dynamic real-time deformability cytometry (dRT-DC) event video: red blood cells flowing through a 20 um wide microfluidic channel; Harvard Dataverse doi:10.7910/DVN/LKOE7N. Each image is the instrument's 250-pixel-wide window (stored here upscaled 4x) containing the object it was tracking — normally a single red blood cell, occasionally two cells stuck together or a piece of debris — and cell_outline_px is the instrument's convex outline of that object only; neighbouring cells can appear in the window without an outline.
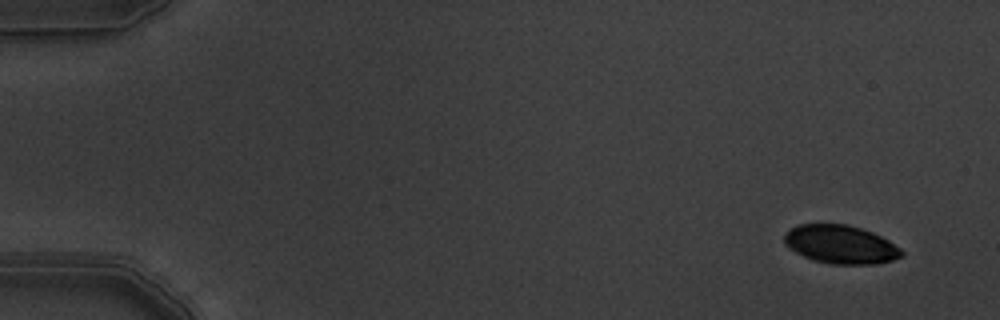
{"species": "common noctule bat (a hibernating species)", "species_latin": "Nyctalus noctula", "temperature_condition": "warm", "stored_images_in_passage": 10, "camera_frame_rate_fps": 3000, "um_per_image_px": 0.085, "animal": {"sex": "male", "body_mass_g": 19.5, "forearm_length_mm": 54.6}, "frame": {"image": 1, "passage_image": 1, "time_ms": 0.0, "image_size_px": [1000, 320], "cell_outline_px": [[904, 256], [892, 260], [876, 264], [832, 264], [812, 260], [788, 248], [784, 244], [784, 236], [796, 224], [848, 224], [872, 232], [888, 240], [900, 248], [904, 252]], "centroid_in_image_um": [71.46, 20.78], "position_along_channel_um": 13.5, "area_um2": 26.3}}
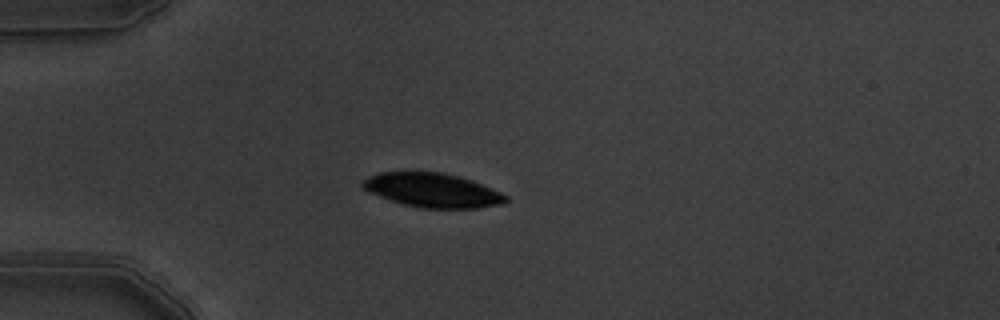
{"frame": {"image": 2, "passage_image": 5, "time_ms": 1.333, "image_size_px": [1000, 320], "cell_outline_px": [[508, 200], [504, 204], [476, 208], [420, 208], [404, 204], [368, 192], [360, 184], [368, 176], [380, 172], [412, 168], [444, 172], [460, 176], [472, 180], [500, 192], [508, 196]], "centroid_in_image_um": [36.73, 16.11], "position_along_channel_um": 48.3, "area_um2": 29.36}}